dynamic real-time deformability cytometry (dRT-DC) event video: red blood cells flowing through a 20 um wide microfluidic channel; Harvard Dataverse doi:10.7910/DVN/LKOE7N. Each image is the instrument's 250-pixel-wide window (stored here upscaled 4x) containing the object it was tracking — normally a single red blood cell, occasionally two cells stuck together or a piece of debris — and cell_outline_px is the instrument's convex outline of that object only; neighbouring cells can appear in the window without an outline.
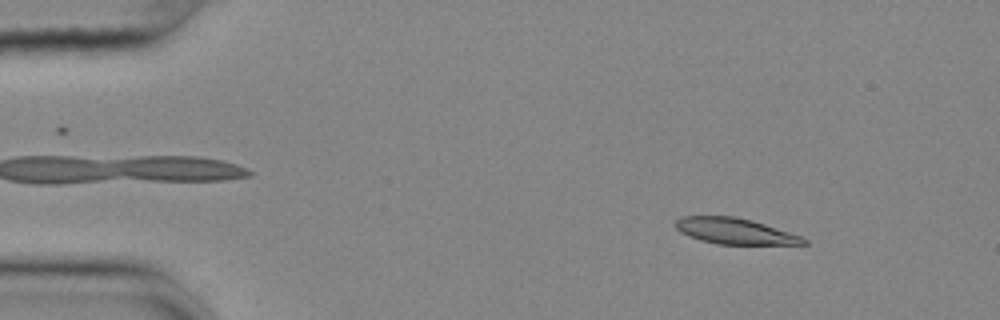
{"species": "common noctule bat (a hibernating species)", "species_latin": "Nyctalus noctula", "temperature_condition": "cold", "stored_images_in_passage": 55, "camera_frame_rate_fps": 3000, "um_per_image_px": 0.085, "animal": {"sex": "female", "body_mass_g": 25.1}, "frame": {"image": 1, "passage_image": 7, "time_ms": 2.0, "image_size_px": [1000, 320], "cell_outline_px": [[808, 244], [720, 244], [700, 240], [688, 236], [680, 232], [676, 228], [676, 220], [684, 216], [736, 216], [752, 220], [800, 236], [808, 240]], "centroid_in_image_um": [62.44, 19.64], "position_along_channel_um": 22.6, "area_um2": 19.13}}
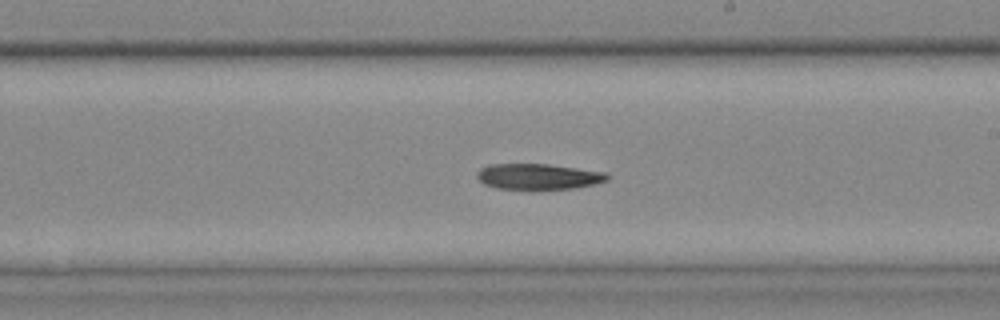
{"frame": {"image": 2, "passage_image": 32, "time_ms": 10.333, "image_size_px": [1000, 320], "cell_outline_px": [[608, 180], [592, 184], [572, 188], [536, 192], [532, 192], [496, 188], [484, 184], [476, 176], [476, 172], [480, 168], [488, 164], [548, 164], [608, 172]], "centroid_in_image_um": [45.71, 15.04], "position_along_channel_um": 243.3, "area_um2": 20.4}}
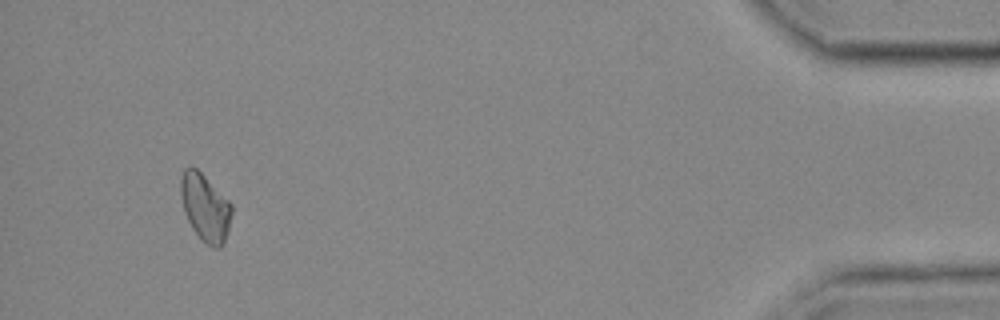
{"frame": {"image": 3, "passage_image": 52, "time_ms": 17.0, "image_size_px": [1000, 320], "cell_outline_px": [[232, 212], [228, 232], [224, 244], [220, 248], [212, 248], [200, 240], [192, 228], [184, 212], [180, 192], [180, 180], [184, 168], [196, 168], [232, 204]], "centroid_in_image_um": [17.45, 17.69], "position_along_channel_um": 417.8, "area_um2": 20.0}, "authors_computed_cell_mechanics": {"area_um2": 19.9988, "velocity_mm_per_s": 3.6397, "shape_relaxation_time_tau1_ms": 10.0034, "shape_relaxation_time_tau2_ms": null, "deformation_change_tau1": 0.1768, "deformation_change_tau2": null}}